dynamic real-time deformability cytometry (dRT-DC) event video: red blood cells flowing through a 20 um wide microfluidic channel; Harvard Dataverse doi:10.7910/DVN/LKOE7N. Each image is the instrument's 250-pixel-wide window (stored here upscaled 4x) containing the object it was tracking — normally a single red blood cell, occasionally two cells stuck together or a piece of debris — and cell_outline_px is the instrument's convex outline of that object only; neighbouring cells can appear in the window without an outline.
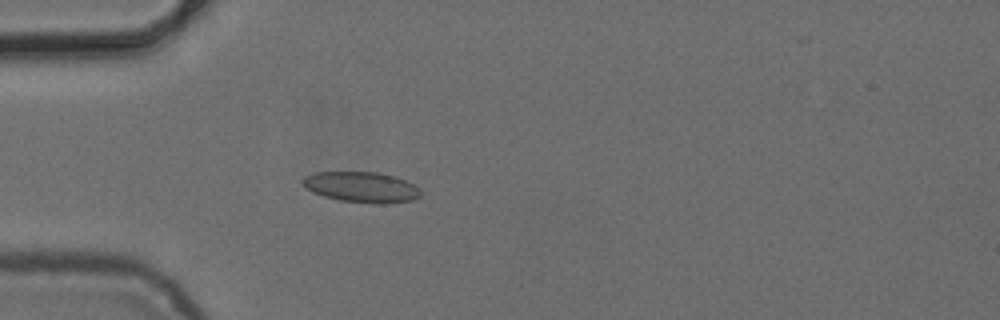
{"species": "common noctule bat (a hibernating species)", "species_latin": "Nyctalus noctula", "temperature_condition": "cold", "stored_images_in_passage": 4, "camera_frame_rate_fps": 3000, "um_per_image_px": 0.085, "animal": {"sex": "female", "body_mass_g": 24.6, "forearm_length_mm": 56.2}, "frame": {"image": 1, "passage_image": 4, "time_ms": 3.667, "image_size_px": [1000, 320], "cell_outline_px": [[420, 196], [412, 200], [384, 204], [376, 204], [340, 200], [324, 196], [312, 192], [300, 180], [304, 176], [316, 172], [380, 172], [396, 176], [420, 188]], "centroid_in_image_um": [30.74, 15.9], "position_along_channel_um": 54.3, "area_um2": 21.04}}